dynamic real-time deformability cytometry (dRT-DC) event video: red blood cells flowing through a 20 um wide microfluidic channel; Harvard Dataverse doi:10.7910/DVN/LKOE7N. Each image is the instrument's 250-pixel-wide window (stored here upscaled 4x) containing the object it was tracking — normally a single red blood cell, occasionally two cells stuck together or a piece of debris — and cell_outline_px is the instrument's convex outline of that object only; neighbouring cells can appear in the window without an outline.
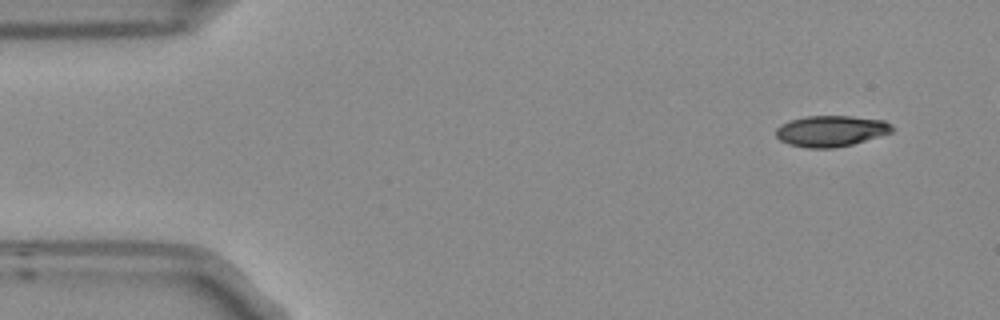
{"species": "Egyptian fruit bat (a non-hibernating species)", "species_latin": "Rousettus aegyptiacus", "temperature_condition": "room temperature", "stored_images_in_passage": 5, "camera_frame_rate_fps": 3000, "um_per_image_px": 0.085, "frame": {"image": 1, "passage_image": 1, "time_ms": 0.0, "image_size_px": [1000, 320], "cell_outline_px": [[892, 132], [852, 144], [832, 148], [808, 148], [788, 144], [780, 140], [776, 136], [776, 128], [780, 124], [792, 120], [808, 116], [852, 116], [884, 120], [892, 124]], "centroid_in_image_um": [70.62, 11.13], "position_along_channel_um": 14.4, "area_um2": 20.87}}